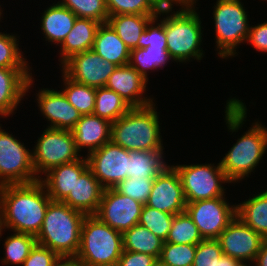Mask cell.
Instances as JSON below:
<instances>
[{"label":"cell","instance_id":"484cf974","mask_svg":"<svg viewBox=\"0 0 267 266\" xmlns=\"http://www.w3.org/2000/svg\"><path fill=\"white\" fill-rule=\"evenodd\" d=\"M236 216L247 226L267 238V190L236 205Z\"/></svg>","mask_w":267,"mask_h":266},{"label":"cell","instance_id":"277c9868","mask_svg":"<svg viewBox=\"0 0 267 266\" xmlns=\"http://www.w3.org/2000/svg\"><path fill=\"white\" fill-rule=\"evenodd\" d=\"M180 8L176 12H160L162 16L167 15L164 17L167 50L176 62L183 63L191 58L199 61L204 56L200 47L203 34L199 14L194 4H185Z\"/></svg>","mask_w":267,"mask_h":266},{"label":"cell","instance_id":"4fadbf2b","mask_svg":"<svg viewBox=\"0 0 267 266\" xmlns=\"http://www.w3.org/2000/svg\"><path fill=\"white\" fill-rule=\"evenodd\" d=\"M143 205L141 202L117 192L114 188H107L103 192L95 216L123 234L138 224Z\"/></svg>","mask_w":267,"mask_h":266},{"label":"cell","instance_id":"d4e9b609","mask_svg":"<svg viewBox=\"0 0 267 266\" xmlns=\"http://www.w3.org/2000/svg\"><path fill=\"white\" fill-rule=\"evenodd\" d=\"M77 16L59 2L47 8L41 18V30L45 40L61 45L73 28Z\"/></svg>","mask_w":267,"mask_h":266},{"label":"cell","instance_id":"7c38bea8","mask_svg":"<svg viewBox=\"0 0 267 266\" xmlns=\"http://www.w3.org/2000/svg\"><path fill=\"white\" fill-rule=\"evenodd\" d=\"M86 158L88 168L105 189L114 188L129 178V151L112 141L92 151Z\"/></svg>","mask_w":267,"mask_h":266},{"label":"cell","instance_id":"52a82bcc","mask_svg":"<svg viewBox=\"0 0 267 266\" xmlns=\"http://www.w3.org/2000/svg\"><path fill=\"white\" fill-rule=\"evenodd\" d=\"M241 0H217L213 18L216 48L221 58L236 56V48L246 42L250 25Z\"/></svg>","mask_w":267,"mask_h":266},{"label":"cell","instance_id":"816d5d0a","mask_svg":"<svg viewBox=\"0 0 267 266\" xmlns=\"http://www.w3.org/2000/svg\"><path fill=\"white\" fill-rule=\"evenodd\" d=\"M184 4H195L197 0H181Z\"/></svg>","mask_w":267,"mask_h":266},{"label":"cell","instance_id":"9c48e42d","mask_svg":"<svg viewBox=\"0 0 267 266\" xmlns=\"http://www.w3.org/2000/svg\"><path fill=\"white\" fill-rule=\"evenodd\" d=\"M180 175L186 202L225 196L222 183H232L221 168L214 164L172 165Z\"/></svg>","mask_w":267,"mask_h":266},{"label":"cell","instance_id":"44dd1931","mask_svg":"<svg viewBox=\"0 0 267 266\" xmlns=\"http://www.w3.org/2000/svg\"><path fill=\"white\" fill-rule=\"evenodd\" d=\"M104 190L105 188L99 183V180L87 168L75 180L72 191L62 202L86 215H95L99 209Z\"/></svg>","mask_w":267,"mask_h":266},{"label":"cell","instance_id":"7402d4cb","mask_svg":"<svg viewBox=\"0 0 267 266\" xmlns=\"http://www.w3.org/2000/svg\"><path fill=\"white\" fill-rule=\"evenodd\" d=\"M111 122L94 114L82 115L71 130L77 150L88 149V154L111 141Z\"/></svg>","mask_w":267,"mask_h":266},{"label":"cell","instance_id":"74e56055","mask_svg":"<svg viewBox=\"0 0 267 266\" xmlns=\"http://www.w3.org/2000/svg\"><path fill=\"white\" fill-rule=\"evenodd\" d=\"M196 245L164 242L160 260L168 266H192Z\"/></svg>","mask_w":267,"mask_h":266},{"label":"cell","instance_id":"8fae6325","mask_svg":"<svg viewBox=\"0 0 267 266\" xmlns=\"http://www.w3.org/2000/svg\"><path fill=\"white\" fill-rule=\"evenodd\" d=\"M225 199L222 196L186 204L185 211L203 239H217L236 217V205L231 206Z\"/></svg>","mask_w":267,"mask_h":266},{"label":"cell","instance_id":"8d00e7d4","mask_svg":"<svg viewBox=\"0 0 267 266\" xmlns=\"http://www.w3.org/2000/svg\"><path fill=\"white\" fill-rule=\"evenodd\" d=\"M1 20V15H0ZM17 36L0 32V67L30 68L19 49Z\"/></svg>","mask_w":267,"mask_h":266},{"label":"cell","instance_id":"f546056e","mask_svg":"<svg viewBox=\"0 0 267 266\" xmlns=\"http://www.w3.org/2000/svg\"><path fill=\"white\" fill-rule=\"evenodd\" d=\"M169 60L173 59L167 50V46H148L130 50L128 64L148 81L147 72L165 67Z\"/></svg>","mask_w":267,"mask_h":266},{"label":"cell","instance_id":"6da1fadb","mask_svg":"<svg viewBox=\"0 0 267 266\" xmlns=\"http://www.w3.org/2000/svg\"><path fill=\"white\" fill-rule=\"evenodd\" d=\"M52 199L40 181L0 187L2 229L36 236Z\"/></svg>","mask_w":267,"mask_h":266},{"label":"cell","instance_id":"ab89813d","mask_svg":"<svg viewBox=\"0 0 267 266\" xmlns=\"http://www.w3.org/2000/svg\"><path fill=\"white\" fill-rule=\"evenodd\" d=\"M153 183L154 179L131 177L119 182L114 189L117 192L131 197L145 205L148 201Z\"/></svg>","mask_w":267,"mask_h":266},{"label":"cell","instance_id":"c3c4849f","mask_svg":"<svg viewBox=\"0 0 267 266\" xmlns=\"http://www.w3.org/2000/svg\"><path fill=\"white\" fill-rule=\"evenodd\" d=\"M52 266H84L76 257L59 256Z\"/></svg>","mask_w":267,"mask_h":266},{"label":"cell","instance_id":"f907efd6","mask_svg":"<svg viewBox=\"0 0 267 266\" xmlns=\"http://www.w3.org/2000/svg\"><path fill=\"white\" fill-rule=\"evenodd\" d=\"M152 266H168L164 264L160 259H156V261L152 264Z\"/></svg>","mask_w":267,"mask_h":266},{"label":"cell","instance_id":"ee69618b","mask_svg":"<svg viewBox=\"0 0 267 266\" xmlns=\"http://www.w3.org/2000/svg\"><path fill=\"white\" fill-rule=\"evenodd\" d=\"M155 261L152 255L123 250L117 266H152Z\"/></svg>","mask_w":267,"mask_h":266},{"label":"cell","instance_id":"3957f363","mask_svg":"<svg viewBox=\"0 0 267 266\" xmlns=\"http://www.w3.org/2000/svg\"><path fill=\"white\" fill-rule=\"evenodd\" d=\"M155 103L131 107L111 124V141L128 151L164 149L160 135L159 115Z\"/></svg>","mask_w":267,"mask_h":266},{"label":"cell","instance_id":"bcb514c9","mask_svg":"<svg viewBox=\"0 0 267 266\" xmlns=\"http://www.w3.org/2000/svg\"><path fill=\"white\" fill-rule=\"evenodd\" d=\"M149 3L158 11H172L174 4L183 7L185 4L181 0H148Z\"/></svg>","mask_w":267,"mask_h":266},{"label":"cell","instance_id":"b9f144b4","mask_svg":"<svg viewBox=\"0 0 267 266\" xmlns=\"http://www.w3.org/2000/svg\"><path fill=\"white\" fill-rule=\"evenodd\" d=\"M159 16H161L160 12L146 26L140 36L137 48H146L148 46H167L164 18L158 20ZM158 21L160 22L155 24Z\"/></svg>","mask_w":267,"mask_h":266},{"label":"cell","instance_id":"83f0119b","mask_svg":"<svg viewBox=\"0 0 267 266\" xmlns=\"http://www.w3.org/2000/svg\"><path fill=\"white\" fill-rule=\"evenodd\" d=\"M157 15L120 14L109 16L108 23L119 38L132 50L137 48L142 32Z\"/></svg>","mask_w":267,"mask_h":266},{"label":"cell","instance_id":"f6af8a7d","mask_svg":"<svg viewBox=\"0 0 267 266\" xmlns=\"http://www.w3.org/2000/svg\"><path fill=\"white\" fill-rule=\"evenodd\" d=\"M247 42L257 51L267 53V21L256 26H250Z\"/></svg>","mask_w":267,"mask_h":266},{"label":"cell","instance_id":"db71d44e","mask_svg":"<svg viewBox=\"0 0 267 266\" xmlns=\"http://www.w3.org/2000/svg\"><path fill=\"white\" fill-rule=\"evenodd\" d=\"M2 231H3V229H2V225H1V223H0V237H1V235H2Z\"/></svg>","mask_w":267,"mask_h":266},{"label":"cell","instance_id":"7dc6e473","mask_svg":"<svg viewBox=\"0 0 267 266\" xmlns=\"http://www.w3.org/2000/svg\"><path fill=\"white\" fill-rule=\"evenodd\" d=\"M252 263L254 266H267V238L263 240L260 251Z\"/></svg>","mask_w":267,"mask_h":266},{"label":"cell","instance_id":"30bf717a","mask_svg":"<svg viewBox=\"0 0 267 266\" xmlns=\"http://www.w3.org/2000/svg\"><path fill=\"white\" fill-rule=\"evenodd\" d=\"M1 128L0 126V187L39 181L33 166L32 151Z\"/></svg>","mask_w":267,"mask_h":266},{"label":"cell","instance_id":"f1b7e54d","mask_svg":"<svg viewBox=\"0 0 267 266\" xmlns=\"http://www.w3.org/2000/svg\"><path fill=\"white\" fill-rule=\"evenodd\" d=\"M164 241L141 224L123 233V250L140 252L160 258Z\"/></svg>","mask_w":267,"mask_h":266},{"label":"cell","instance_id":"d6986e66","mask_svg":"<svg viewBox=\"0 0 267 266\" xmlns=\"http://www.w3.org/2000/svg\"><path fill=\"white\" fill-rule=\"evenodd\" d=\"M147 83L148 81L143 76L127 64L117 66L108 78L105 87L115 91L131 107H144L154 103L153 99L142 97Z\"/></svg>","mask_w":267,"mask_h":266},{"label":"cell","instance_id":"9a60e30c","mask_svg":"<svg viewBox=\"0 0 267 266\" xmlns=\"http://www.w3.org/2000/svg\"><path fill=\"white\" fill-rule=\"evenodd\" d=\"M217 240L224 255L243 263L249 261L252 263L260 251L264 238L236 216Z\"/></svg>","mask_w":267,"mask_h":266},{"label":"cell","instance_id":"ac0fdd59","mask_svg":"<svg viewBox=\"0 0 267 266\" xmlns=\"http://www.w3.org/2000/svg\"><path fill=\"white\" fill-rule=\"evenodd\" d=\"M31 68L0 67V116L14 113L21 100L33 85ZM29 70V71H28ZM22 98V99H21Z\"/></svg>","mask_w":267,"mask_h":266},{"label":"cell","instance_id":"1f68e13d","mask_svg":"<svg viewBox=\"0 0 267 266\" xmlns=\"http://www.w3.org/2000/svg\"><path fill=\"white\" fill-rule=\"evenodd\" d=\"M64 88L62 92L82 115L93 114L95 109L96 88L74 82L62 72Z\"/></svg>","mask_w":267,"mask_h":266},{"label":"cell","instance_id":"ffe728a7","mask_svg":"<svg viewBox=\"0 0 267 266\" xmlns=\"http://www.w3.org/2000/svg\"><path fill=\"white\" fill-rule=\"evenodd\" d=\"M88 168L87 158L83 157L73 162L55 166L40 177L46 192L53 201H63L72 191L75 180Z\"/></svg>","mask_w":267,"mask_h":266},{"label":"cell","instance_id":"e575fe53","mask_svg":"<svg viewBox=\"0 0 267 266\" xmlns=\"http://www.w3.org/2000/svg\"><path fill=\"white\" fill-rule=\"evenodd\" d=\"M59 3L70 9L78 18L106 23L109 15L106 0H62Z\"/></svg>","mask_w":267,"mask_h":266},{"label":"cell","instance_id":"836d02e7","mask_svg":"<svg viewBox=\"0 0 267 266\" xmlns=\"http://www.w3.org/2000/svg\"><path fill=\"white\" fill-rule=\"evenodd\" d=\"M5 257L2 264L22 265L29 256L31 249L35 246L36 237L28 233H17L10 235L4 241Z\"/></svg>","mask_w":267,"mask_h":266},{"label":"cell","instance_id":"681fc988","mask_svg":"<svg viewBox=\"0 0 267 266\" xmlns=\"http://www.w3.org/2000/svg\"><path fill=\"white\" fill-rule=\"evenodd\" d=\"M241 262L227 255H222L217 262V266H238Z\"/></svg>","mask_w":267,"mask_h":266},{"label":"cell","instance_id":"d6a6232c","mask_svg":"<svg viewBox=\"0 0 267 266\" xmlns=\"http://www.w3.org/2000/svg\"><path fill=\"white\" fill-rule=\"evenodd\" d=\"M202 240L198 227L186 211L174 215L171 229L165 242L197 245Z\"/></svg>","mask_w":267,"mask_h":266},{"label":"cell","instance_id":"7bdbcfd3","mask_svg":"<svg viewBox=\"0 0 267 266\" xmlns=\"http://www.w3.org/2000/svg\"><path fill=\"white\" fill-rule=\"evenodd\" d=\"M58 257L51 249L36 243L22 266H52Z\"/></svg>","mask_w":267,"mask_h":266},{"label":"cell","instance_id":"f5cc1de1","mask_svg":"<svg viewBox=\"0 0 267 266\" xmlns=\"http://www.w3.org/2000/svg\"><path fill=\"white\" fill-rule=\"evenodd\" d=\"M238 266H248V265H247V263L241 262ZM249 266H250V264H249Z\"/></svg>","mask_w":267,"mask_h":266},{"label":"cell","instance_id":"2e32d148","mask_svg":"<svg viewBox=\"0 0 267 266\" xmlns=\"http://www.w3.org/2000/svg\"><path fill=\"white\" fill-rule=\"evenodd\" d=\"M186 204L180 175L173 166H169L154 179L146 205L176 215L185 212Z\"/></svg>","mask_w":267,"mask_h":266},{"label":"cell","instance_id":"5b68a950","mask_svg":"<svg viewBox=\"0 0 267 266\" xmlns=\"http://www.w3.org/2000/svg\"><path fill=\"white\" fill-rule=\"evenodd\" d=\"M123 252V234L95 215H86L76 255L84 266H117Z\"/></svg>","mask_w":267,"mask_h":266},{"label":"cell","instance_id":"ba28073f","mask_svg":"<svg viewBox=\"0 0 267 266\" xmlns=\"http://www.w3.org/2000/svg\"><path fill=\"white\" fill-rule=\"evenodd\" d=\"M32 150L33 166L38 178L51 168L81 158L71 130L47 127Z\"/></svg>","mask_w":267,"mask_h":266},{"label":"cell","instance_id":"f35d334b","mask_svg":"<svg viewBox=\"0 0 267 266\" xmlns=\"http://www.w3.org/2000/svg\"><path fill=\"white\" fill-rule=\"evenodd\" d=\"M109 16L120 14L158 15L148 0H106Z\"/></svg>","mask_w":267,"mask_h":266},{"label":"cell","instance_id":"7a4b0ae2","mask_svg":"<svg viewBox=\"0 0 267 266\" xmlns=\"http://www.w3.org/2000/svg\"><path fill=\"white\" fill-rule=\"evenodd\" d=\"M85 217L86 214L66 203L51 200L42 227L35 236L37 244L51 249L58 256L76 257Z\"/></svg>","mask_w":267,"mask_h":266},{"label":"cell","instance_id":"4dcf8cb0","mask_svg":"<svg viewBox=\"0 0 267 266\" xmlns=\"http://www.w3.org/2000/svg\"><path fill=\"white\" fill-rule=\"evenodd\" d=\"M130 108L131 106L115 91L107 87L96 88L94 115L112 123L123 116Z\"/></svg>","mask_w":267,"mask_h":266},{"label":"cell","instance_id":"5bb4252c","mask_svg":"<svg viewBox=\"0 0 267 266\" xmlns=\"http://www.w3.org/2000/svg\"><path fill=\"white\" fill-rule=\"evenodd\" d=\"M62 68L61 71L74 82L99 88L105 87L117 65L104 60L91 49L72 55Z\"/></svg>","mask_w":267,"mask_h":266},{"label":"cell","instance_id":"8992f818","mask_svg":"<svg viewBox=\"0 0 267 266\" xmlns=\"http://www.w3.org/2000/svg\"><path fill=\"white\" fill-rule=\"evenodd\" d=\"M249 128L220 160L221 168L232 183L249 177L267 149V128L259 121Z\"/></svg>","mask_w":267,"mask_h":266},{"label":"cell","instance_id":"cb8c5ba5","mask_svg":"<svg viewBox=\"0 0 267 266\" xmlns=\"http://www.w3.org/2000/svg\"><path fill=\"white\" fill-rule=\"evenodd\" d=\"M100 24L91 19L77 17L73 28L60 45L61 64L59 65H62L74 54L91 50Z\"/></svg>","mask_w":267,"mask_h":266},{"label":"cell","instance_id":"d590c367","mask_svg":"<svg viewBox=\"0 0 267 266\" xmlns=\"http://www.w3.org/2000/svg\"><path fill=\"white\" fill-rule=\"evenodd\" d=\"M173 218L174 215L159 211L145 204L138 223L165 242L171 229Z\"/></svg>","mask_w":267,"mask_h":266},{"label":"cell","instance_id":"e0dca14e","mask_svg":"<svg viewBox=\"0 0 267 266\" xmlns=\"http://www.w3.org/2000/svg\"><path fill=\"white\" fill-rule=\"evenodd\" d=\"M38 107L51 123L50 128L72 130L81 118L82 114L69 103L68 99L61 91L43 88L37 94Z\"/></svg>","mask_w":267,"mask_h":266},{"label":"cell","instance_id":"603a6c76","mask_svg":"<svg viewBox=\"0 0 267 266\" xmlns=\"http://www.w3.org/2000/svg\"><path fill=\"white\" fill-rule=\"evenodd\" d=\"M92 50L117 66L129 63L130 49L108 22L99 25Z\"/></svg>","mask_w":267,"mask_h":266},{"label":"cell","instance_id":"4316f807","mask_svg":"<svg viewBox=\"0 0 267 266\" xmlns=\"http://www.w3.org/2000/svg\"><path fill=\"white\" fill-rule=\"evenodd\" d=\"M163 153V149L129 151V178L155 179L170 166L163 159Z\"/></svg>","mask_w":267,"mask_h":266},{"label":"cell","instance_id":"60d3db41","mask_svg":"<svg viewBox=\"0 0 267 266\" xmlns=\"http://www.w3.org/2000/svg\"><path fill=\"white\" fill-rule=\"evenodd\" d=\"M222 255L223 252L217 239H203L196 245L192 266H217Z\"/></svg>","mask_w":267,"mask_h":266}]
</instances>
